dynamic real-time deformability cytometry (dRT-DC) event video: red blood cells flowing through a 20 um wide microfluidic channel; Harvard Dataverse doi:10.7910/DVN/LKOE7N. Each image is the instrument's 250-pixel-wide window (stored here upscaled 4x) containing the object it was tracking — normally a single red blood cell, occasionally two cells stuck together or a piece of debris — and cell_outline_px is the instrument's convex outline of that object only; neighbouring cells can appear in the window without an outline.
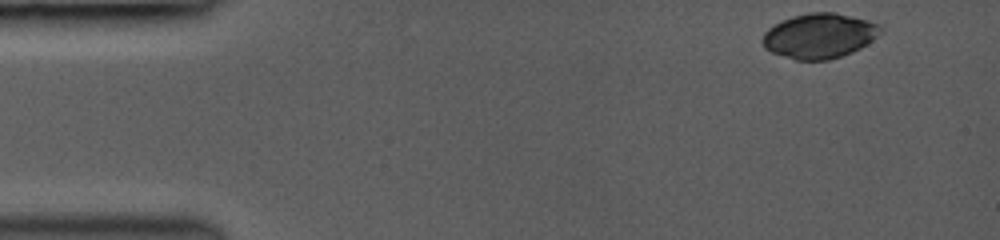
{"species": "common noctule bat (a hibernating species)", "species_latin": "Nyctalus noctula", "temperature_condition": "room temperature", "stored_images_in_passage": 75, "camera_frame_rate_fps": 3000, "um_per_image_px": 0.085, "animal": {"sex": "female", "body_mass_g": 19.0, "forearm_length_mm": 53.3}, "frame": {"image": 1, "passage_image": 1, "time_ms": 0.0, "image_size_px": [1000, 240], "cell_outline_px": [[880, 32], [872, 40], [860, 48], [852, 52], [828, 60], [796, 60], [772, 52], [764, 48], [760, 40], [764, 32], [768, 28], [792, 16], [812, 12], [836, 12], [868, 20], [880, 24]], "centroid_in_image_um": [69.62, 3.04], "position_along_channel_um": 15.4, "area_um2": 30.81}}